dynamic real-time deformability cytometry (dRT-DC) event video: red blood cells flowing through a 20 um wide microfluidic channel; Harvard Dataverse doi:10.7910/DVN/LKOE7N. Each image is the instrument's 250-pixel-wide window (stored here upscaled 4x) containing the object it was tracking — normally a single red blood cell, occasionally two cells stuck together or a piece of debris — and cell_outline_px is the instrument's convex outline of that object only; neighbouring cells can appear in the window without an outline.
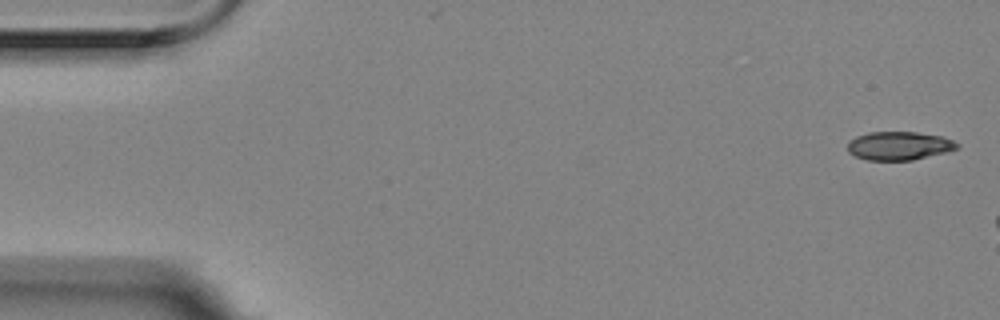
{"species": "Egyptian fruit bat (a non-hibernating species)", "species_latin": "Rousettus aegyptiacus", "temperature_condition": "room temperature", "stored_images_in_passage": 2, "camera_frame_rate_fps": 3000, "um_per_image_px": 0.085, "animal": {"sex": "female"}, "frame": {"image": 1, "passage_image": 2, "time_ms": 0.333, "image_size_px": [1000, 320], "cell_outline_px": [[960, 148], [948, 152], [912, 160], [868, 160], [856, 156], [848, 152], [848, 140], [856, 136], [868, 132], [916, 132], [940, 136], [952, 140], [960, 144]], "centroid_in_image_um": [76.43, 12.39], "position_along_channel_um": 8.6, "area_um2": 18.26}}